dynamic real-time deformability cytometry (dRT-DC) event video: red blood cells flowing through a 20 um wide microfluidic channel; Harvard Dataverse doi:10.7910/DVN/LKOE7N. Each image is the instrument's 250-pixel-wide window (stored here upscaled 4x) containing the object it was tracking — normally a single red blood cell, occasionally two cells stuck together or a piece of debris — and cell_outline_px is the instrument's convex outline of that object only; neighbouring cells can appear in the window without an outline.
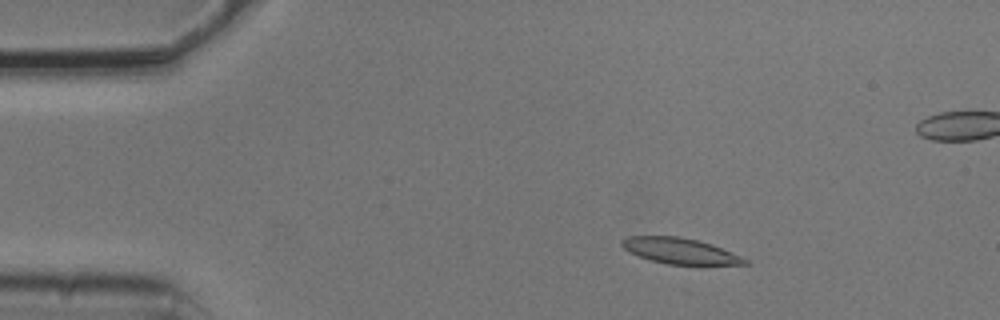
{"species": "common noctule bat (a hibernating species)", "species_latin": "Nyctalus noctula", "temperature_condition": "cold", "stored_images_in_passage": 5, "camera_frame_rate_fps": 3000, "um_per_image_px": 0.085, "animal": {"sex": "male", "body_mass_g": 20.5, "forearm_length_mm": 52.5}, "frame": {"image": 1, "passage_image": 3, "time_ms": 0.667, "image_size_px": [1000, 320], "cell_outline_px": [[752, 264], [668, 264], [652, 260], [628, 252], [620, 244], [620, 240], [628, 236], [676, 236], [696, 240], [712, 244], [740, 256], [748, 260]], "centroid_in_image_um": [57.76, 21.32], "position_along_channel_um": 27.2, "area_um2": 18.21}}